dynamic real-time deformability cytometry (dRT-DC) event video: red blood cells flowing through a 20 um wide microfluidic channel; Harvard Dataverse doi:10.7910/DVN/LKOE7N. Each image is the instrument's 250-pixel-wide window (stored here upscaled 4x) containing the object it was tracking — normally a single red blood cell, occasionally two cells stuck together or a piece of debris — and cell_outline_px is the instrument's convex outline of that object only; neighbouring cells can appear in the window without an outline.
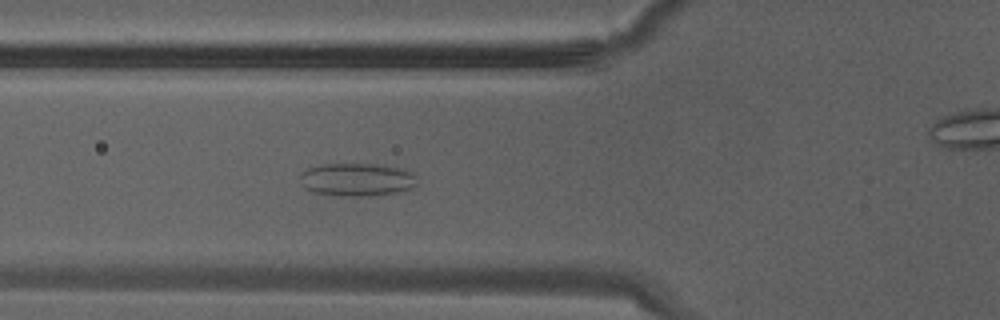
{"species": "Egyptian fruit bat (a non-hibernating species)", "species_latin": "Rousettus aegyptiacus", "temperature_condition": "warm", "stored_images_in_passage": 26, "camera_frame_rate_fps": 3000, "um_per_image_px": 0.085, "animal": {"sex": "male"}, "frame": {"image": 1, "passage_image": 11, "time_ms": 3.333, "image_size_px": [1000, 320], "cell_outline_px": [[416, 184], [408, 188], [396, 192], [368, 196], [336, 196], [312, 192], [304, 188], [300, 184], [300, 172], [308, 168], [320, 164], [384, 164], [404, 168], [416, 172]], "centroid_in_image_um": [30.31, 15.25], "position_along_channel_um": 95.5, "area_um2": 23.0}}
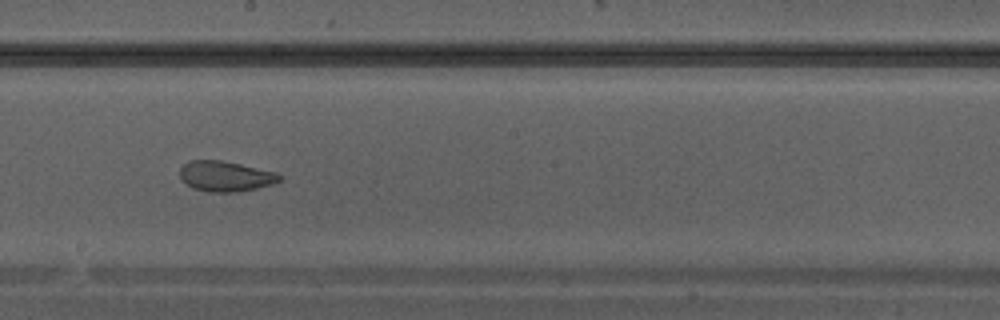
{"frame": {"image": 2, "passage_image": 18, "time_ms": 5.667, "image_size_px": [1000, 320], "cell_outline_px": [[280, 180], [272, 184], [256, 188], [236, 192], [208, 192], [192, 188], [180, 180], [180, 168], [188, 160], [220, 160], [240, 164], [276, 172], [280, 176]], "centroid_in_image_um": [19.11, 14.98], "position_along_channel_um": 229.1, "area_um2": 17.63}}